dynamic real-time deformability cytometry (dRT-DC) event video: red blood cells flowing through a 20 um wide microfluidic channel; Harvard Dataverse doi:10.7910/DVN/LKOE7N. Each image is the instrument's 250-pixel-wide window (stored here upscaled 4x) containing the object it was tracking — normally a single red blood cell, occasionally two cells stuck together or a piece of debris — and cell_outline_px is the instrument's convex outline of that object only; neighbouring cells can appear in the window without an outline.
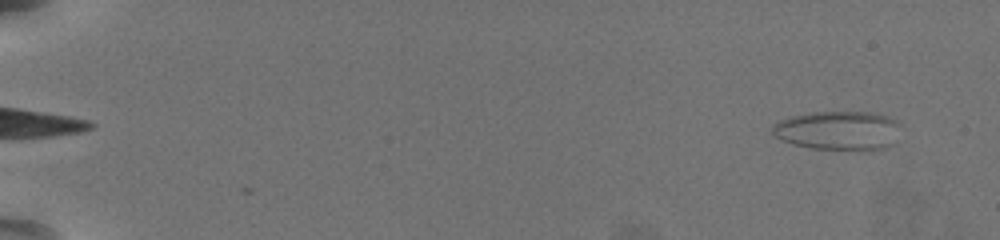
{"species": "common noctule bat (a hibernating species)", "species_latin": "Nyctalus noctula", "temperature_condition": "warm", "stored_images_in_passage": 57, "camera_frame_rate_fps": 3000, "um_per_image_px": 0.085, "animal": {"sex": "female", "body_mass_g": 19.5, "forearm_length_mm": 54.1}, "frame": {"image": 1, "passage_image": 2, "time_ms": 0.333, "image_size_px": [1000, 240], "cell_outline_px": [[900, 124], [892, 144], [884, 148], [812, 148], [792, 144], [776, 136], [772, 132], [772, 124], [788, 116], [812, 112], [872, 112], [888, 116], [900, 120]], "centroid_in_image_um": [71.22, 11.04], "position_along_channel_um": 13.8, "area_um2": 28.73}}
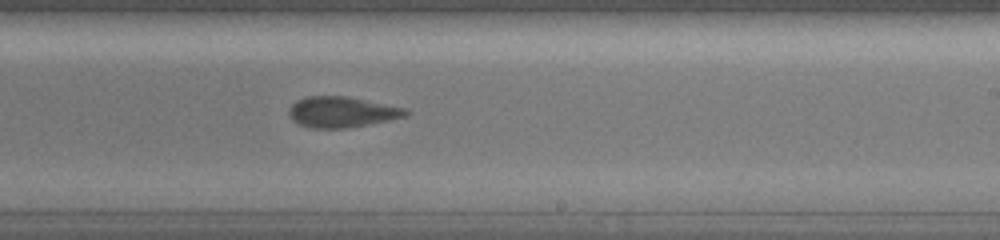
{"frame": {"image": 2, "passage_image": 37, "time_ms": 12.0, "image_size_px": [1000, 240], "cell_outline_px": [[408, 112], [404, 116], [368, 124], [348, 128], [312, 128], [300, 124], [292, 116], [292, 104], [296, 100], [308, 96], [348, 96], [404, 108]], "centroid_in_image_um": [29.06, 9.51], "position_along_channel_um": 259.9, "area_um2": 20.23}}
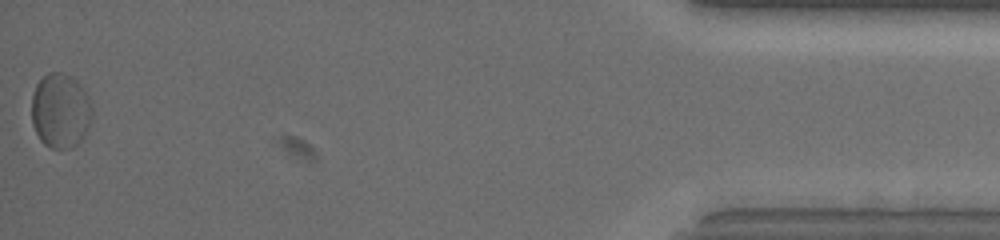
{"frame": {"image": 3, "passage_image": 57, "time_ms": 18.667, "image_size_px": [1000, 240], "cell_outline_px": [[92, 108], [88, 124], [84, 136], [76, 144], [68, 148], [48, 148], [40, 140], [32, 124], [32, 96], [36, 84], [48, 72], [60, 72], [72, 76], [76, 80]], "centroid_in_image_um": [5.08, 9.42], "position_along_channel_um": 430.1, "area_um2": 25.84}, "authors_computed_cell_mechanics": {"area_um2": 20.519, "velocity_mm_per_s": 3.7026, "shape_relaxation_time_tau1_ms": null, "shape_relaxation_time_tau2_ms": 1.4957, "deformation_change_tau1": null, "deformation_change_tau2": 0.0793}}